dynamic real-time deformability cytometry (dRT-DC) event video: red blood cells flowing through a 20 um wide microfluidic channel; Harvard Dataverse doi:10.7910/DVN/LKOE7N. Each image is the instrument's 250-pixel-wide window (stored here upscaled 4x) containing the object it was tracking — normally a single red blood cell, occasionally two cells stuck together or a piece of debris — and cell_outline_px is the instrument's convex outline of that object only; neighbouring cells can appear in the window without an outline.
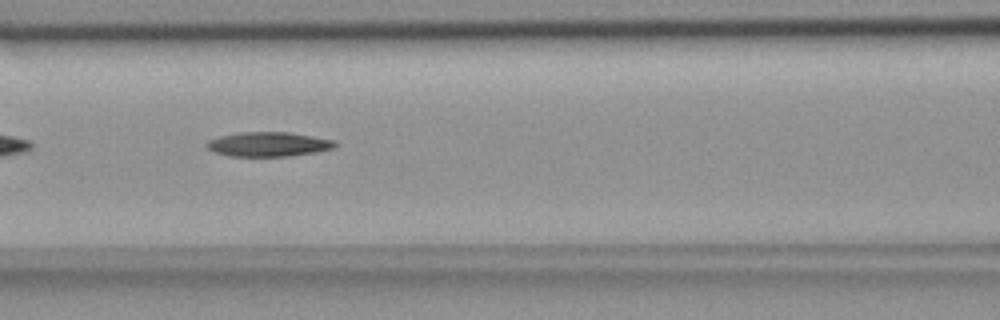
{"species": "common noctule bat (a hibernating species)", "species_latin": "Nyctalus noctula", "temperature_condition": "room temperature", "stored_images_in_passage": 41, "segment_of_instrument_passage": [1, 2], "camera_frame_rate_fps": 3000, "um_per_image_px": 0.085, "animal": {"sex": "female", "body_mass_g": 18.4}, "frame": {"image": 1, "passage_image": 9, "time_ms": 2.667, "image_size_px": [1000, 320], "cell_outline_px": [[336, 148], [316, 152], [288, 156], [228, 156], [216, 152], [208, 148], [204, 144], [208, 140], [220, 136], [240, 132], [288, 132], [336, 140]], "centroid_in_image_um": [22.83, 12.26], "position_along_channel_um": 143.8, "area_um2": 18.32}}
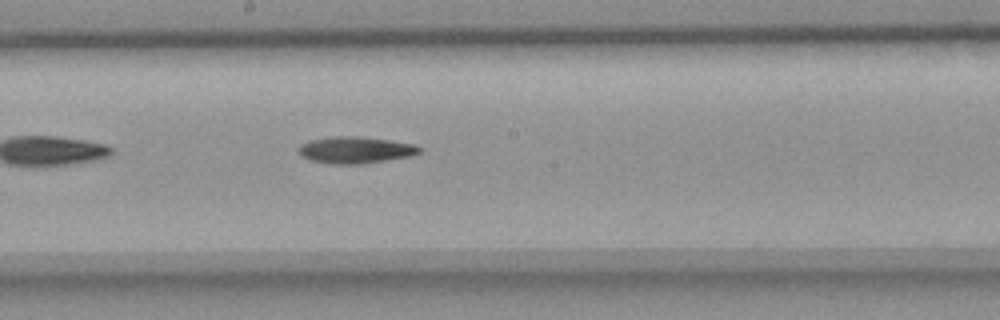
{"frame": {"image": 2, "passage_image": 15, "time_ms": 4.667, "image_size_px": [1000, 320], "cell_outline_px": [[424, 148], [420, 152], [408, 156], [360, 164], [332, 164], [312, 160], [304, 156], [300, 152], [300, 144], [312, 140], [336, 136], [356, 136], [388, 140], [412, 144]], "centroid_in_image_um": [30.23, 12.74], "position_along_channel_um": 218.0, "area_um2": 18.26}}
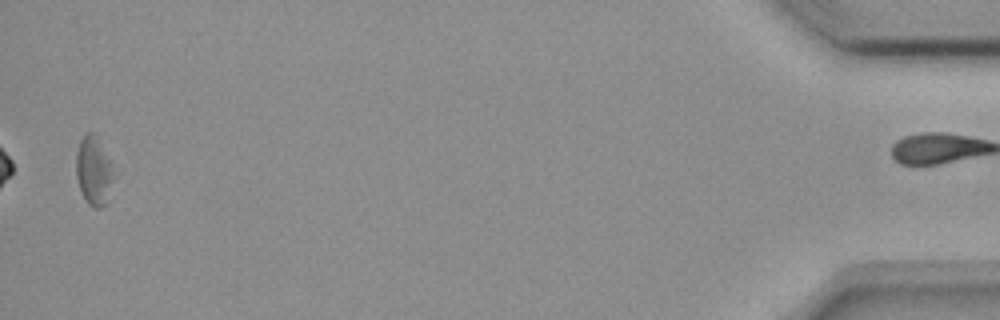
{"frame": {"image": 3, "passage_image": 39, "time_ms": 12.667, "image_size_px": [1000, 320], "cell_outline_px": [[116, 176], [108, 204], [100, 208], [96, 208], [88, 204], [80, 192], [76, 176], [76, 152], [80, 140], [88, 132], [96, 132], [112, 160]], "centroid_in_image_um": [8.03, 14.52], "position_along_channel_um": 427.2, "area_um2": 16.13}}